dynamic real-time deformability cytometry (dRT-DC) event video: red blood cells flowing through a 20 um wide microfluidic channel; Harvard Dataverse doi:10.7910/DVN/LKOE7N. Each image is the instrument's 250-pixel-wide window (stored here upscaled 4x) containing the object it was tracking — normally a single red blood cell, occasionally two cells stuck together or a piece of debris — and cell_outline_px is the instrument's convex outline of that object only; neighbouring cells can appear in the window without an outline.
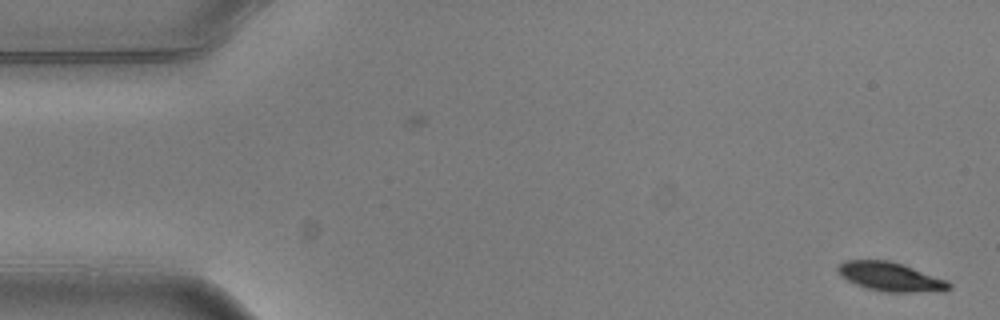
{"species": "common noctule bat (a hibernating species)", "species_latin": "Nyctalus noctula", "temperature_condition": "warm", "stored_images_in_passage": 5, "camera_frame_rate_fps": 3000, "um_per_image_px": 0.085, "animal": {"sex": "male", "body_mass_g": 20.5, "forearm_length_mm": 52.5}, "frame": {"image": 1, "passage_image": 1, "time_ms": 0.0, "image_size_px": [1000, 320], "cell_outline_px": [[952, 288], [944, 292], [884, 292], [864, 288], [840, 276], [836, 268], [844, 260], [888, 260], [948, 280], [952, 284]], "centroid_in_image_um": [75.72, 23.55], "position_along_channel_um": 9.3, "area_um2": 18.9}}
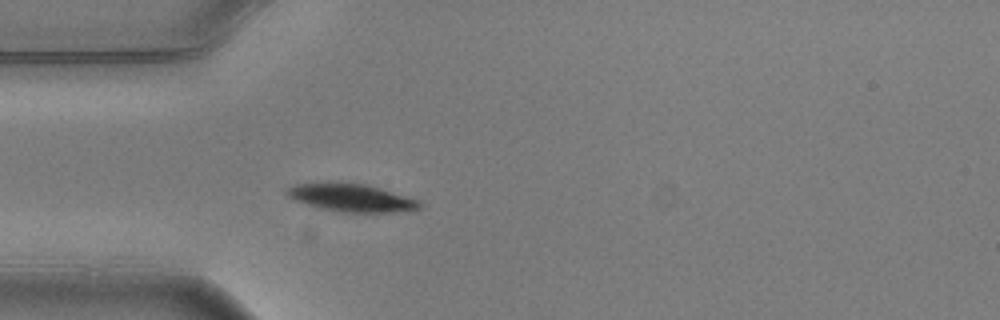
{"frame": {"image": 2, "passage_image": 5, "time_ms": 1.333, "image_size_px": [1000, 320], "cell_outline_px": [[424, 204], [420, 208], [396, 212], [340, 212], [316, 208], [296, 200], [288, 196], [284, 192], [288, 188], [296, 184], [364, 184], [404, 196], [416, 200]], "centroid_in_image_um": [29.84, 16.85], "position_along_channel_um": 55.2, "area_um2": 20.69}}